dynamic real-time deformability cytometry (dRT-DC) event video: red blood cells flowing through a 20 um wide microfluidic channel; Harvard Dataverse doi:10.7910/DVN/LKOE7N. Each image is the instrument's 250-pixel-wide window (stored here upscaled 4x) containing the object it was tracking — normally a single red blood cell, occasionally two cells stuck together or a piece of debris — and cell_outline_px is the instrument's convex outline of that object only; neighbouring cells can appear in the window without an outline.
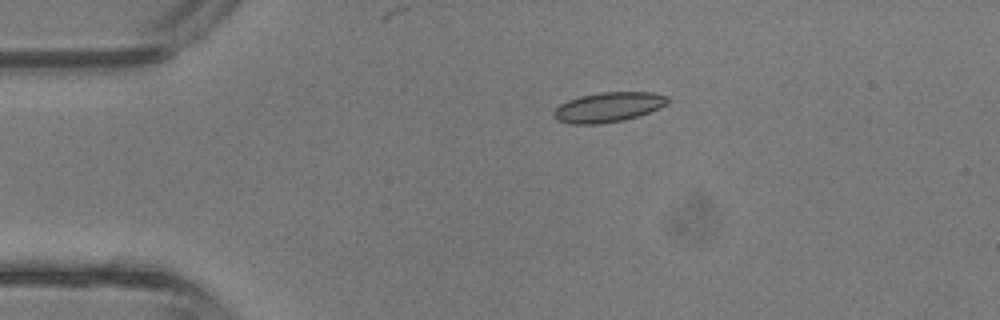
{"species": "common noctule bat (a hibernating species)", "species_latin": "Nyctalus noctula", "temperature_condition": "room temperature", "stored_images_in_passage": 3, "camera_frame_rate_fps": 3000, "um_per_image_px": 0.085, "animal": {"sex": "male", "body_mass_g": 13.3}, "frame": {"image": 1, "passage_image": 3, "time_ms": 0.667, "image_size_px": [1000, 320], "cell_outline_px": [[672, 100], [668, 104], [660, 108], [624, 120], [600, 124], [572, 124], [556, 120], [552, 116], [552, 112], [560, 104], [568, 100], [580, 96], [600, 92], [652, 92], [668, 96]], "centroid_in_image_um": [51.71, 9.1], "position_along_channel_um": 33.3, "area_um2": 20.0}}